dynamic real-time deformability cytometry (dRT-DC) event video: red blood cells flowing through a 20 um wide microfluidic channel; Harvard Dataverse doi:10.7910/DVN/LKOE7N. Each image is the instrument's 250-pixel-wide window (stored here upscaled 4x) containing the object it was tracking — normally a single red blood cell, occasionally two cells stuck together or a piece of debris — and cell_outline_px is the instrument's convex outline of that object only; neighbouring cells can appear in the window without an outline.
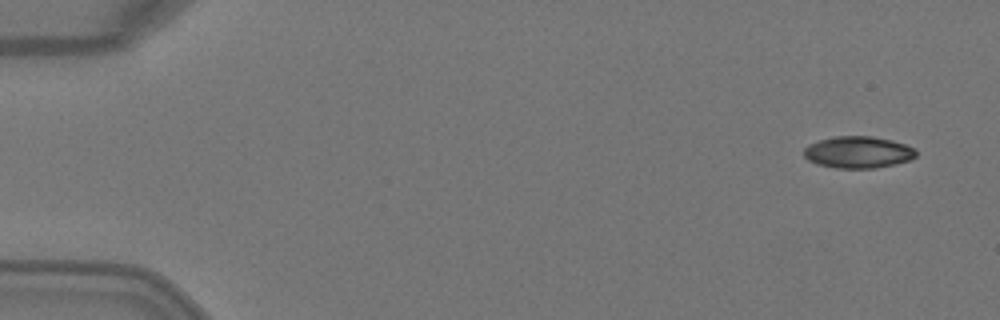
{"species": "Egyptian fruit bat (a non-hibernating species)", "species_latin": "Rousettus aegyptiacus", "temperature_condition": "warm", "stored_images_in_passage": 6, "camera_frame_rate_fps": 3000, "um_per_image_px": 0.085, "animal": {"sex": "female"}, "frame": {"image": 1, "passage_image": 1, "time_ms": 0.0, "image_size_px": [1000, 320], "cell_outline_px": [[916, 156], [908, 160], [896, 164], [876, 168], [836, 168], [816, 164], [808, 160], [804, 156], [804, 148], [808, 144], [820, 140], [836, 136], [872, 136], [892, 140], [916, 148]], "centroid_in_image_um": [72.93, 12.94], "position_along_channel_um": 12.1, "area_um2": 20.87}}
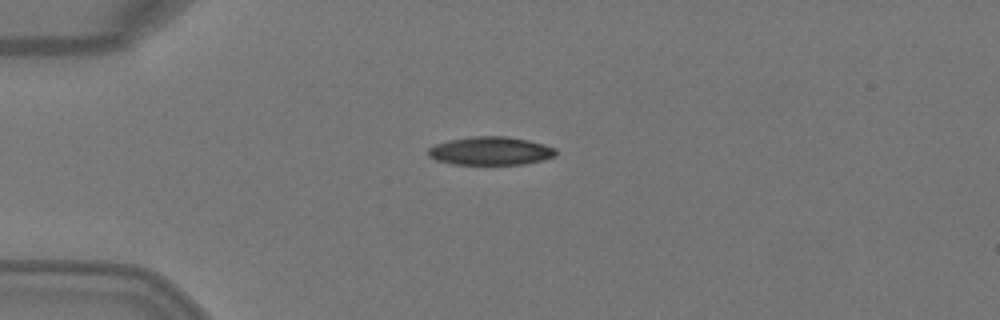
{"frame": {"image": 2, "passage_image": 4, "time_ms": 1.0, "image_size_px": [1000, 320], "cell_outline_px": [[556, 156], [544, 160], [524, 164], [452, 164], [436, 160], [428, 156], [428, 148], [436, 144], [448, 140], [472, 136], [508, 136], [528, 140], [544, 144], [556, 148]], "centroid_in_image_um": [41.71, 12.82], "position_along_channel_um": 43.3, "area_um2": 21.21}}